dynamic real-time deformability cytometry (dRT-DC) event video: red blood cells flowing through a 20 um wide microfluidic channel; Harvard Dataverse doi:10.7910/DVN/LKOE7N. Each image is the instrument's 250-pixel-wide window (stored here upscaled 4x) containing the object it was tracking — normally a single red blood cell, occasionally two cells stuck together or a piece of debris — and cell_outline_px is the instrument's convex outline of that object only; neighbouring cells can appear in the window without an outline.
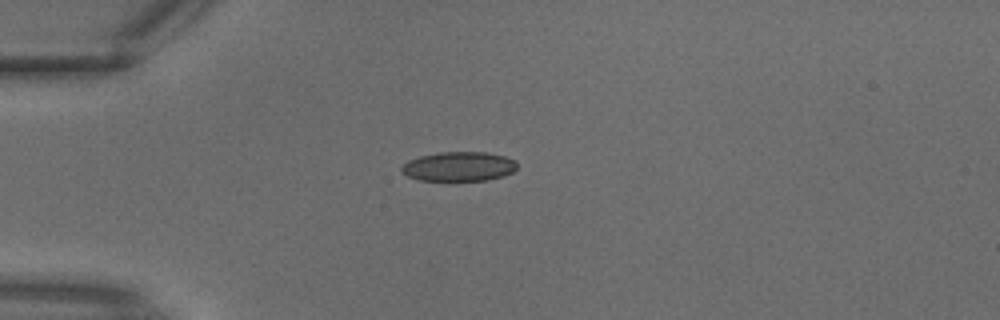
{"species": "common noctule bat (a hibernating species)", "species_latin": "Nyctalus noctula", "temperature_condition": "warm", "stored_images_in_passage": 2, "camera_frame_rate_fps": 3000, "um_per_image_px": 0.085, "animal": {"sex": "male", "body_mass_g": 18.8}, "frame": {"image": 1, "passage_image": 2, "time_ms": 0.333, "image_size_px": [1000, 320], "cell_outline_px": [[516, 168], [512, 172], [504, 176], [488, 180], [420, 180], [408, 176], [400, 172], [400, 168], [408, 160], [420, 156], [440, 152], [484, 152], [504, 156], [516, 160]], "centroid_in_image_um": [38.99, 14.15], "position_along_channel_um": 46.0, "area_um2": 19.77}}